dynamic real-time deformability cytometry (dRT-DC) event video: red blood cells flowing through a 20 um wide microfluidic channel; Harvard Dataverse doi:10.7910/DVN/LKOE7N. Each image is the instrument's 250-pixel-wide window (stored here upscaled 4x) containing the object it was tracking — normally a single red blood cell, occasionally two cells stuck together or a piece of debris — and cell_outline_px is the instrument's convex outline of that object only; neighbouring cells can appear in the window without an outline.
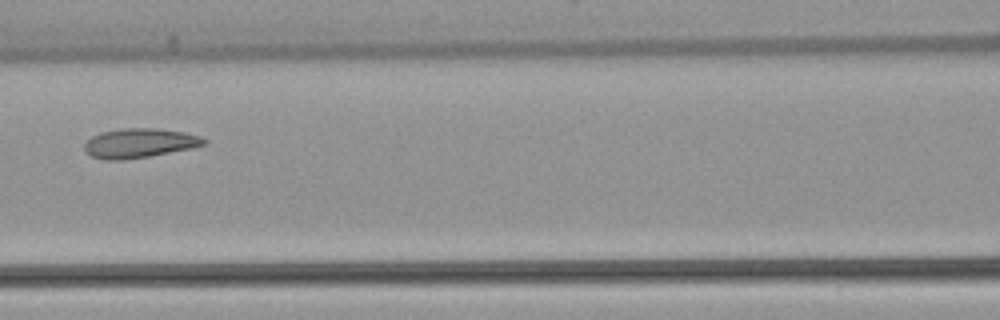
{"species": "common noctule bat (a hibernating species)", "species_latin": "Nyctalus noctula", "temperature_condition": "warm", "stored_images_in_passage": 6, "camera_frame_rate_fps": 3000, "um_per_image_px": 0.085, "animal": {"sex": "female", "body_mass_g": 22.7, "forearm_length_mm": 54.2}, "frame": {"image": 1, "passage_image": 5, "time_ms": 1.333, "image_size_px": [1000, 320], "cell_outline_px": [[208, 144], [192, 148], [148, 156], [124, 160], [104, 160], [92, 156], [84, 148], [84, 144], [92, 136], [100, 132], [124, 128], [160, 128], [184, 132], [200, 136], [208, 140]], "centroid_in_image_um": [11.89, 12.16], "position_along_channel_um": 154.7, "area_um2": 20.52}}
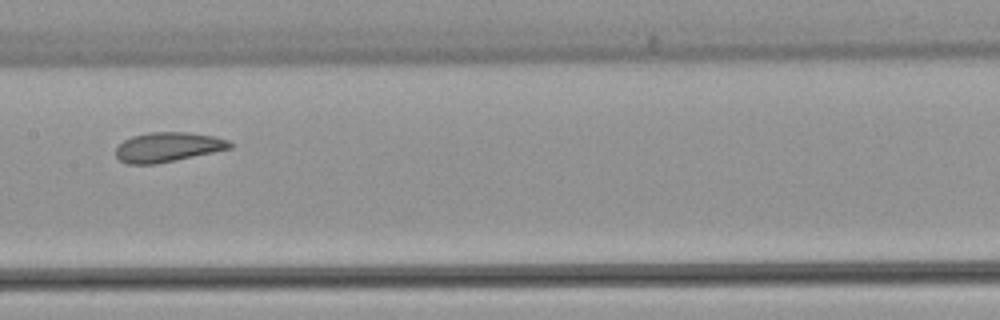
{"frame": {"image": 2, "passage_image": 6, "time_ms": 1.667, "image_size_px": [1000, 320], "cell_outline_px": [[232, 148], [176, 160], [156, 164], [128, 164], [120, 160], [116, 156], [116, 148], [124, 140], [132, 136], [148, 132], [188, 132], [212, 136], [228, 140], [232, 144]], "centroid_in_image_um": [14.25, 12.5], "position_along_channel_um": 193.1, "area_um2": 19.59}}